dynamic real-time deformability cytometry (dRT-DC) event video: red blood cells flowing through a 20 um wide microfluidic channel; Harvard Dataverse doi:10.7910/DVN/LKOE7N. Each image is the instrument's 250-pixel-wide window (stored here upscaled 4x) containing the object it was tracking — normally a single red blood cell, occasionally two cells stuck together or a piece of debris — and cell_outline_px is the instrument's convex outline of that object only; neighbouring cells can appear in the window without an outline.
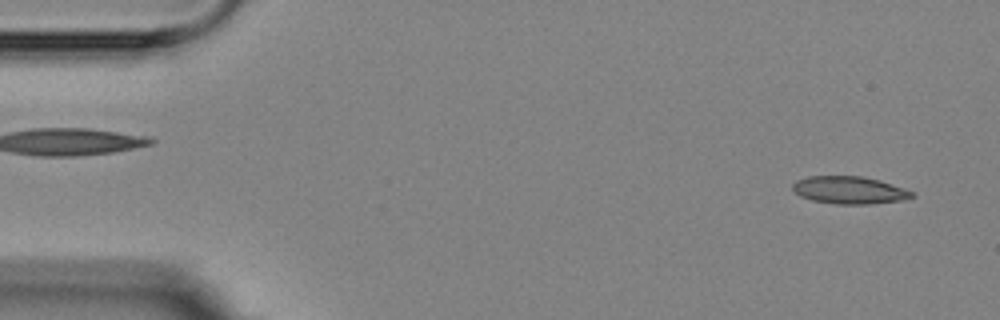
{"species": "Egyptian fruit bat (a non-hibernating species)", "species_latin": "Rousettus aegyptiacus", "temperature_condition": "room temperature", "stored_images_in_passage": 2, "camera_frame_rate_fps": 3000, "um_per_image_px": 0.085, "animal": {"sex": "female"}, "frame": {"image": 1, "passage_image": 2, "time_ms": 1.0, "image_size_px": [1000, 320], "cell_outline_px": [[916, 196], [904, 200], [872, 204], [836, 204], [812, 200], [800, 196], [792, 188], [792, 184], [796, 180], [808, 176], [860, 176], [880, 180], [916, 192]], "centroid_in_image_um": [72.24, 16.16], "position_along_channel_um": 12.8, "area_um2": 19.31}}